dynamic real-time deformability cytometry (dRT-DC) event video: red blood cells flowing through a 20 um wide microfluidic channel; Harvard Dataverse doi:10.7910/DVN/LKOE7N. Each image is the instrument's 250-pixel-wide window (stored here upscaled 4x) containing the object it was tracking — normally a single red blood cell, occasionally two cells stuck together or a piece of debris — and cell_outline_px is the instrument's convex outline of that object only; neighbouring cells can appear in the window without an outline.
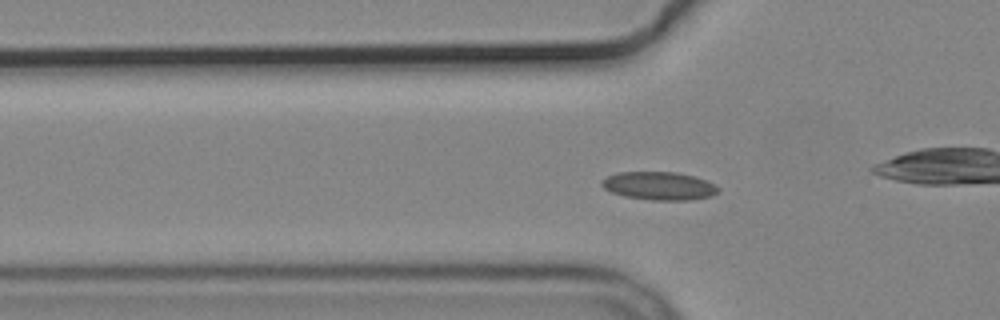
{"species": "common noctule bat (a hibernating species)", "species_latin": "Nyctalus noctula", "temperature_condition": "cold", "stored_images_in_passage": 48, "camera_frame_rate_fps": 3000, "um_per_image_px": 0.085, "animal": {"sex": "male", "body_mass_g": 19.2, "forearm_length_mm": 51.8}, "frame": {"image": 1, "passage_image": 10, "time_ms": 3.0, "image_size_px": [1000, 320], "cell_outline_px": [[720, 188], [712, 196], [688, 200], [652, 200], [624, 196], [612, 192], [604, 188], [600, 184], [600, 180], [616, 172], [676, 172], [692, 176], [704, 180]], "centroid_in_image_um": [55.97, 15.8], "position_along_channel_um": 69.8, "area_um2": 18.96}}
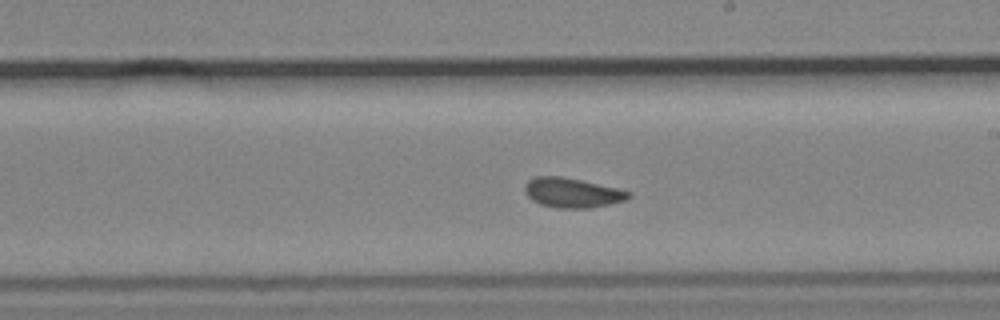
{"frame": {"image": 2, "passage_image": 24, "time_ms": 7.667, "image_size_px": [1000, 320], "cell_outline_px": [[632, 196], [624, 200], [592, 208], [556, 208], [540, 204], [532, 200], [524, 192], [524, 184], [528, 180], [536, 176], [564, 176], [616, 188], [632, 192]], "centroid_in_image_um": [48.6, 16.38], "position_along_channel_um": 240.4, "area_um2": 18.03}}
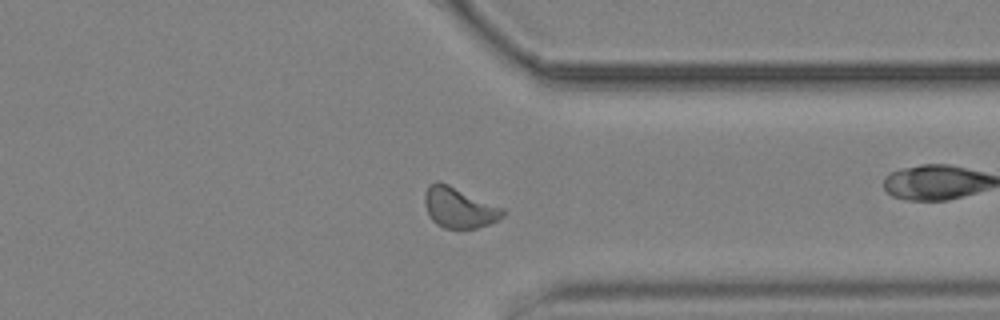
{"frame": {"image": 3, "passage_image": 35, "time_ms": 11.333, "image_size_px": [1000, 320], "cell_outline_px": [[504, 216], [488, 224], [476, 228], [444, 228], [436, 224], [432, 220], [424, 204], [424, 192], [436, 180], [440, 180], [504, 208]], "centroid_in_image_um": [39.01, 17.63], "position_along_channel_um": 372.4, "area_um2": 18.44}, "authors_computed_cell_mechanics": {"area_um2": 17.8891, "velocity_mm_per_s": 3.6476, "shape_relaxation_time_tau1_ms": null, "shape_relaxation_time_tau2_ms": 1.8477, "deformation_change_tau1": null, "deformation_change_tau2": 0.0451}}